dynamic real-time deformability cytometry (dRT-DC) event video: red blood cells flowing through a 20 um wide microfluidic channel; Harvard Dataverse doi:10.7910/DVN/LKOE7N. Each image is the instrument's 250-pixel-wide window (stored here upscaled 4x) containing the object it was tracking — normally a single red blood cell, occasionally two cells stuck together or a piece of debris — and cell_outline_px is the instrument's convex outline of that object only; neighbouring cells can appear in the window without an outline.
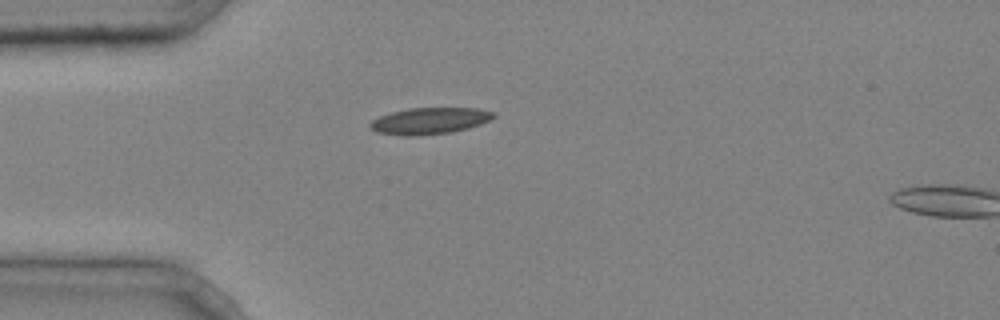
{"species": "common noctule bat (a hibernating species)", "species_latin": "Nyctalus noctula", "temperature_condition": "cold", "stored_images_in_passage": 4, "camera_frame_rate_fps": 3000, "um_per_image_px": 0.085, "animal": {"sex": "male", "body_mass_g": 20.4}, "frame": {"image": 1, "passage_image": 4, "time_ms": 1.0, "image_size_px": [1000, 320], "cell_outline_px": [[496, 116], [480, 124], [468, 128], [452, 132], [416, 136], [404, 136], [376, 132], [368, 124], [372, 120], [380, 116], [392, 112], [408, 108], [476, 108], [496, 112]], "centroid_in_image_um": [36.52, 10.27], "position_along_channel_um": 48.5, "area_um2": 19.07}}